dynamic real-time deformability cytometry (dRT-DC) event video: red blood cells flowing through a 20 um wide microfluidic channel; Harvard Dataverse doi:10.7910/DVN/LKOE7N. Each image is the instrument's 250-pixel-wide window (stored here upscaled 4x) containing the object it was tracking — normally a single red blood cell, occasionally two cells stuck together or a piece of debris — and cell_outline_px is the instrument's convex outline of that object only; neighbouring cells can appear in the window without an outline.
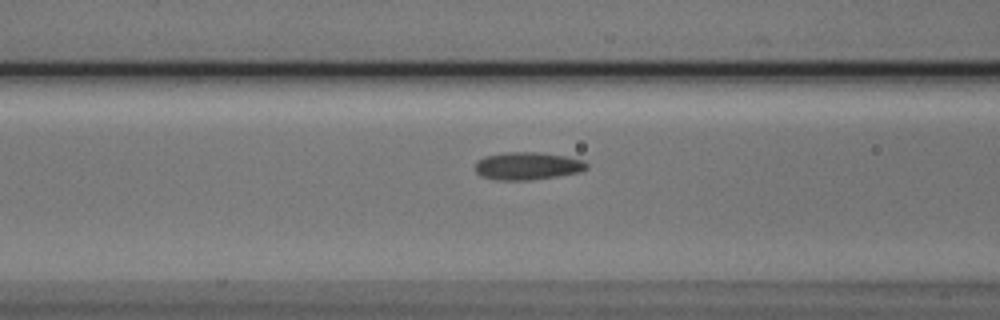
{"species": "Egyptian fruit bat (a non-hibernating species)", "species_latin": "Rousettus aegyptiacus", "temperature_condition": "cold", "stored_images_in_passage": 37, "camera_frame_rate_fps": 3000, "um_per_image_px": 0.085, "animal": {"sex": "male"}, "frame": {"image": 1, "passage_image": 5, "time_ms": 1.333, "image_size_px": [1000, 320], "cell_outline_px": [[588, 168], [580, 172], [556, 176], [528, 180], [496, 180], [480, 176], [476, 172], [476, 164], [484, 156], [504, 152], [536, 152], [564, 156], [584, 160], [588, 164]], "centroid_in_image_um": [44.84, 14.1], "position_along_channel_um": 121.8, "area_um2": 17.92}}
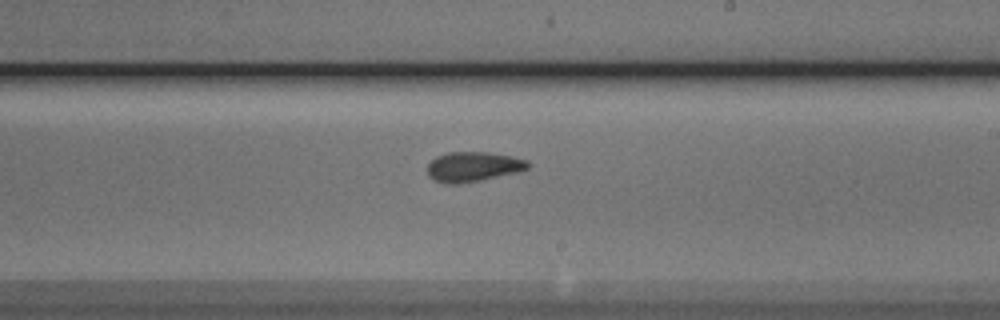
{"frame": {"image": 2, "passage_image": 15, "time_ms": 4.667, "image_size_px": [1000, 320], "cell_outline_px": [[528, 168], [520, 172], [480, 180], [456, 184], [444, 184], [428, 176], [428, 164], [436, 156], [448, 152], [488, 152], [512, 156], [528, 160]], "centroid_in_image_um": [40.22, 14.17], "position_along_channel_um": 248.8, "area_um2": 17.51}}
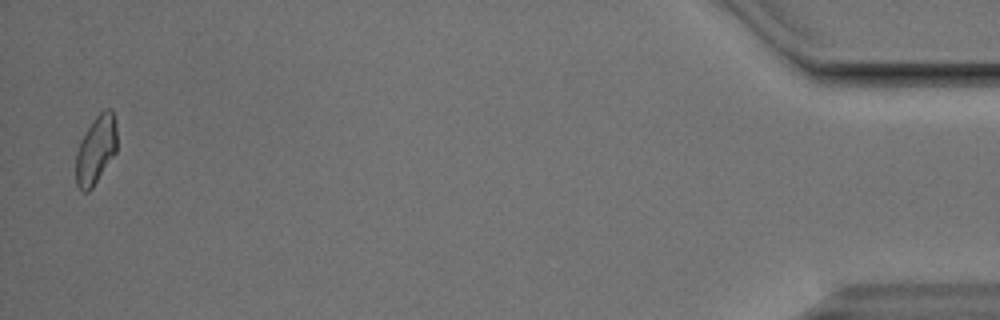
{"frame": {"image": 3, "passage_image": 36, "time_ms": 11.667, "image_size_px": [1000, 320], "cell_outline_px": [[116, 152], [92, 188], [88, 192], [80, 192], [76, 184], [76, 152], [80, 140], [92, 120], [104, 108], [112, 108], [116, 124]], "centroid_in_image_um": [8.14, 12.73], "position_along_channel_um": 427.1, "area_um2": 16.53}, "authors_computed_cell_mechanics": {"area_um2": 17.1088, "velocity_mm_per_s": 3.8117, "shape_relaxation_time_tau1_ms": 7.3983, "shape_relaxation_time_tau2_ms": 1.9348, "deformation_change_tau1": 0.137, "deformation_change_tau2": 0.0827}}